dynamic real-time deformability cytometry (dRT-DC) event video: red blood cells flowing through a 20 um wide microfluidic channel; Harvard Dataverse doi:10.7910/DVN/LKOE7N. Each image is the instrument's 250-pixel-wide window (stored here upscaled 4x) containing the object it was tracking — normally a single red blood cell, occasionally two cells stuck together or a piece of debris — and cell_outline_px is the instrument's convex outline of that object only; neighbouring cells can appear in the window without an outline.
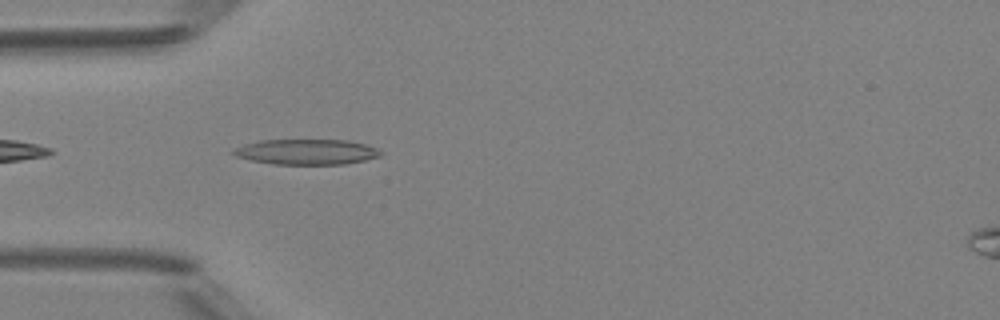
{"species": "Egyptian fruit bat (a non-hibernating species)", "species_latin": "Rousettus aegyptiacus", "temperature_condition": "room temperature", "stored_images_in_passage": 36, "camera_frame_rate_fps": 3000, "um_per_image_px": 0.085, "animal": {"sex": "female"}, "frame": {"image": 1, "passage_image": 2, "time_ms": 0.333, "image_size_px": [1000, 320], "cell_outline_px": [[384, 152], [380, 156], [364, 160], [344, 164], [272, 164], [252, 160], [236, 156], [228, 152], [244, 144], [260, 140], [348, 140], [364, 144], [376, 148]], "centroid_in_image_um": [26.04, 12.9], "position_along_channel_um": 59.0, "area_um2": 21.73}}
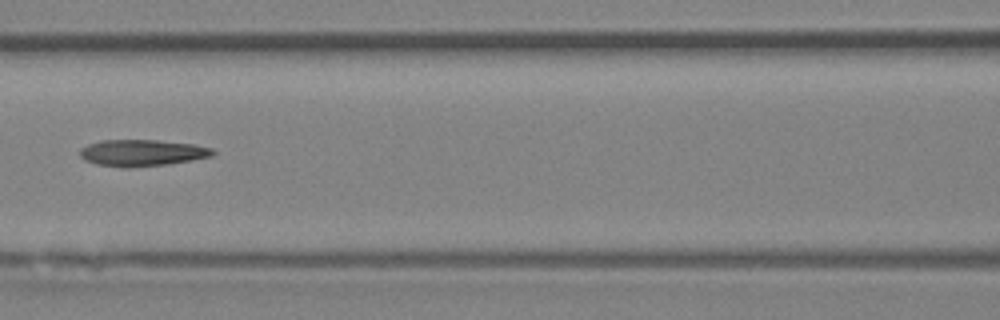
{"frame": {"image": 2, "passage_image": 9, "time_ms": 2.667, "image_size_px": [1000, 320], "cell_outline_px": [[216, 152], [212, 156], [168, 164], [128, 168], [124, 168], [96, 164], [84, 160], [80, 156], [80, 148], [88, 144], [100, 140], [156, 140], [192, 144], [212, 148]], "centroid_in_image_um": [12.04, 12.99], "position_along_channel_um": 154.6, "area_um2": 20.58}}
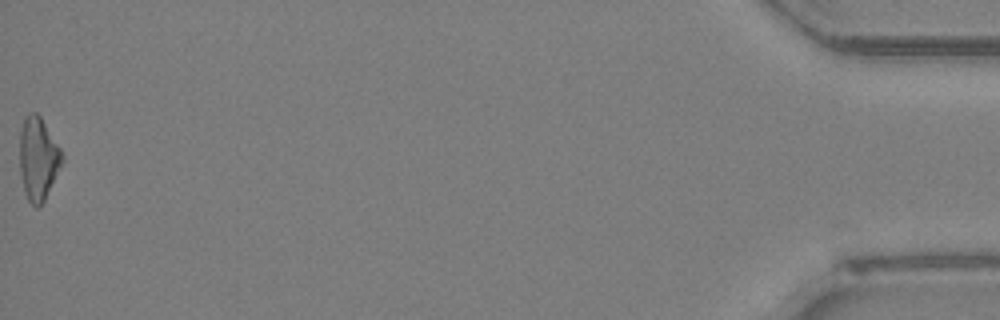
{"frame": {"image": 3, "passage_image": 36, "time_ms": 11.667, "image_size_px": [1000, 320], "cell_outline_px": [[64, 160], [44, 200], [36, 208], [28, 200], [24, 192], [20, 172], [20, 132], [24, 116], [28, 112], [36, 112], [40, 116], [60, 148], [64, 156]], "centroid_in_image_um": [3.24, 13.46], "position_along_channel_um": 432.0, "area_um2": 20.4}, "authors_computed_cell_mechanics": {"area_um2": 20.2589, "velocity_mm_per_s": 4.2378, "shape_relaxation_time_tau1_ms": 9.93, "shape_relaxation_time_tau2_ms": 3.4547, "deformation_change_tau1": 0.2474, "deformation_change_tau2": 0.1381}}